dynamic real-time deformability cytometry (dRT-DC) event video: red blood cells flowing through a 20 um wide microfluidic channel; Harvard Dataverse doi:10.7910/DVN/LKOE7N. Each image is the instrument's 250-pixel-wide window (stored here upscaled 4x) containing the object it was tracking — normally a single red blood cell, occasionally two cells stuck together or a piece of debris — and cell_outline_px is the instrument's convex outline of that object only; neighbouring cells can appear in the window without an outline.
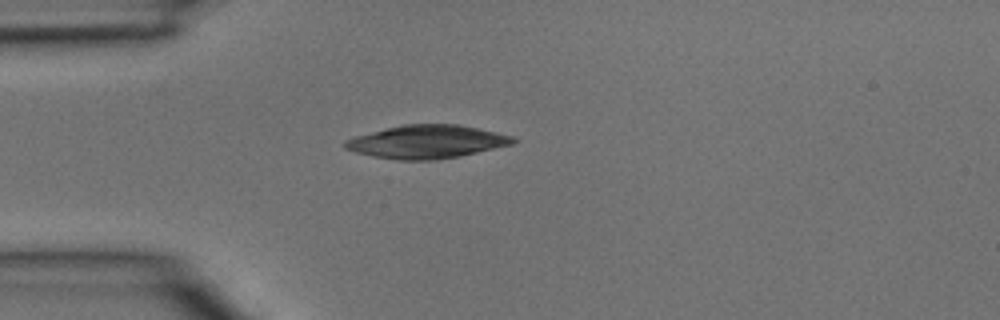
{"species": "common noctule bat (a hibernating species)", "species_latin": "Nyctalus noctula", "temperature_condition": "room temperature", "stored_images_in_passage": 1, "camera_frame_rate_fps": 3000, "um_per_image_px": 0.085, "animal": {"sex": "male", "body_mass_g": 15.6}, "frame": {"image": 1, "passage_image": 1, "time_ms": 0.0, "image_size_px": [1000, 320], "cell_outline_px": [[520, 140], [512, 144], [460, 156], [432, 160], [400, 160], [372, 156], [356, 152], [344, 148], [344, 140], [356, 136], [400, 124], [460, 124], [496, 132], [512, 136]], "centroid_in_image_um": [36.28, 12.04], "position_along_channel_um": 48.7, "area_um2": 32.48}}